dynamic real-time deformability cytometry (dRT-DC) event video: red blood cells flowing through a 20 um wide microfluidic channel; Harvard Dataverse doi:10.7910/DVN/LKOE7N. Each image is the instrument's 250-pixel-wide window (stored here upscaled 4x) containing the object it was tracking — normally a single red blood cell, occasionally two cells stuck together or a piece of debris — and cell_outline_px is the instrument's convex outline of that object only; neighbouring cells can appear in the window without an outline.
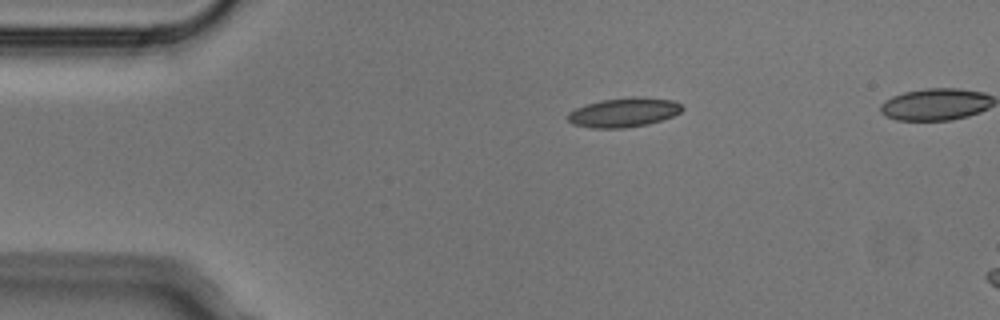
{"species": "Egyptian fruit bat (a non-hibernating species)", "species_latin": "Rousettus aegyptiacus", "temperature_condition": "cold", "stored_images_in_passage": 3, "camera_frame_rate_fps": 3000, "um_per_image_px": 0.085, "animal": {"sex": "male"}, "frame": {"image": 1, "passage_image": 1, "time_ms": 0.0, "image_size_px": [1000, 320], "cell_outline_px": [[684, 108], [680, 112], [672, 116], [648, 124], [624, 128], [592, 128], [572, 124], [568, 120], [568, 112], [584, 104], [604, 100], [632, 96], [636, 96], [672, 100], [680, 104]], "centroid_in_image_um": [53.0, 9.55], "position_along_channel_um": 32.0, "area_um2": 19.48}}